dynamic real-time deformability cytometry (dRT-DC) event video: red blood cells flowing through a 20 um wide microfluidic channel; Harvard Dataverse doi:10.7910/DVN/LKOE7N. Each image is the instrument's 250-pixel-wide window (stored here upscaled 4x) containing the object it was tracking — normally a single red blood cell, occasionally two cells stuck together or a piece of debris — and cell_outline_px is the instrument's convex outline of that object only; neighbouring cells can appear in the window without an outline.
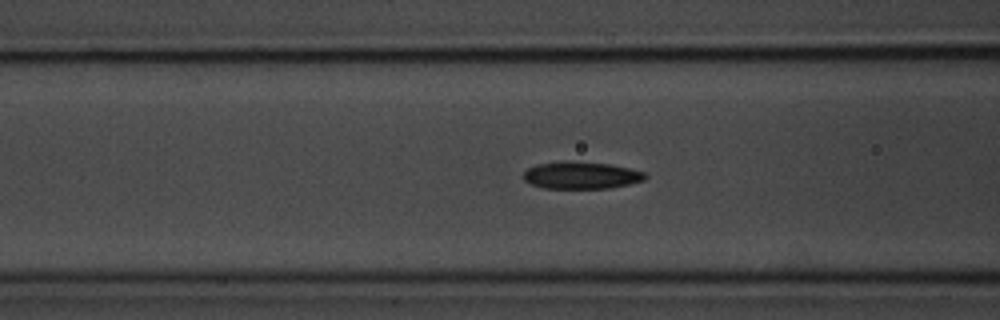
{"species": "common noctule bat (a hibernating species)", "species_latin": "Nyctalus noctula", "temperature_condition": "room temperature", "stored_images_in_passage": 40, "camera_frame_rate_fps": 3000, "um_per_image_px": 0.085, "animal": {"sex": "male", "body_mass_g": 20.1, "forearm_length_mm": 53.5}, "frame": {"image": 1, "passage_image": 5, "time_ms": 1.333, "image_size_px": [1000, 320], "cell_outline_px": [[648, 176], [644, 180], [628, 184], [608, 188], [544, 188], [532, 184], [524, 180], [524, 172], [528, 168], [536, 164], [564, 160], [572, 160], [608, 164], [628, 168], [644, 172]], "centroid_in_image_um": [49.38, 14.88], "position_along_channel_um": 117.2, "area_um2": 19.31}}
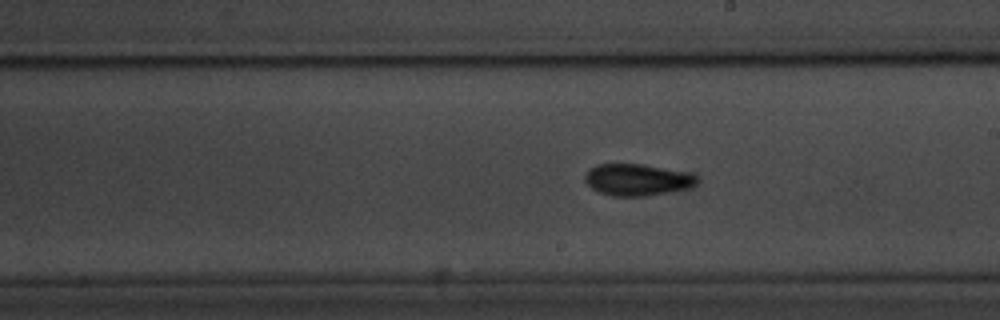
{"frame": {"image": 2, "passage_image": 15, "time_ms": 4.667, "image_size_px": [1000, 320], "cell_outline_px": [[696, 184], [684, 188], [668, 192], [648, 196], [612, 196], [600, 192], [592, 188], [584, 180], [584, 176], [596, 164], [644, 164], [688, 172], [696, 176]], "centroid_in_image_um": [54.14, 15.27], "position_along_channel_um": 234.9, "area_um2": 20.46}}
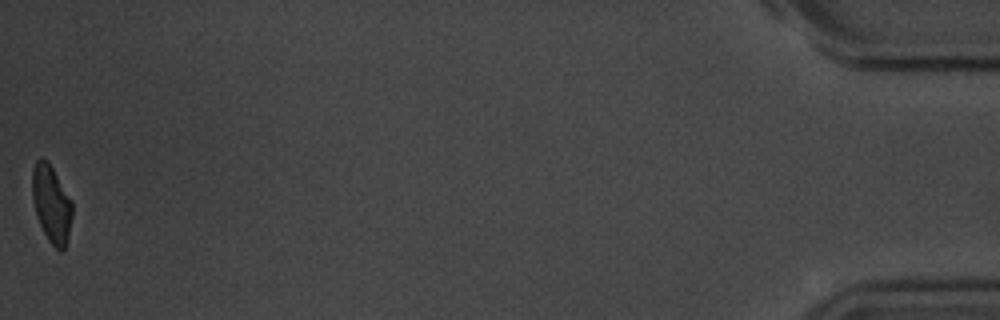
{"frame": {"image": 3, "passage_image": 40, "time_ms": 13.0, "image_size_px": [1000, 320], "cell_outline_px": [[72, 216], [68, 236], [64, 248], [60, 252], [48, 240], [36, 216], [32, 200], [32, 168], [36, 160], [40, 156], [48, 160], [72, 200]], "centroid_in_image_um": [4.36, 17.28], "position_along_channel_um": 430.8, "area_um2": 18.21}, "authors_computed_cell_mechanics": {"area_um2": 19.3341, "velocity_mm_per_s": 3.5252, "shape_relaxation_time_tau1_ms": 4.3055, "shape_relaxation_time_tau2_ms": 3.9054, "deformation_change_tau1": 0.1138, "deformation_change_tau2": 0.0932}}